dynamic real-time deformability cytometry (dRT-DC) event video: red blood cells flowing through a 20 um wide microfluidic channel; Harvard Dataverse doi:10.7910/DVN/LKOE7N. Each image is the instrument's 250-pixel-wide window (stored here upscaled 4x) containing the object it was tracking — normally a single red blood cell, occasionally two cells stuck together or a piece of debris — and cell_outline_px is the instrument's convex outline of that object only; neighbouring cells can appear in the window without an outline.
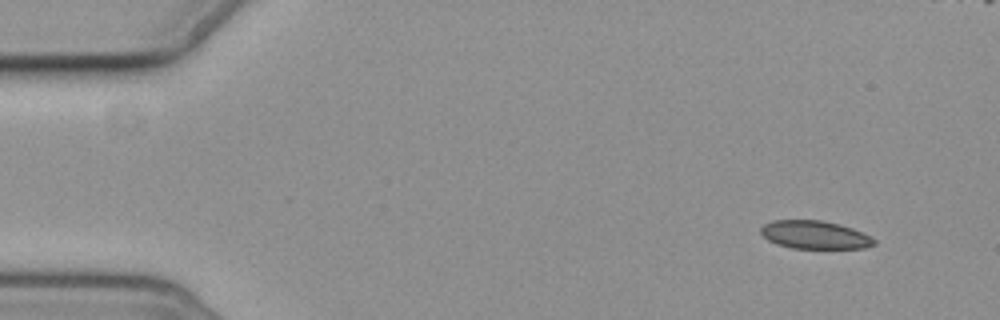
{"species": "common noctule bat (a hibernating species)", "species_latin": "Nyctalus noctula", "temperature_condition": "cold", "stored_images_in_passage": 6, "camera_frame_rate_fps": 3000, "um_per_image_px": 0.085, "animal": {"sex": "female", "body_mass_g": 19.3, "forearm_length_mm": 54.1}, "frame": {"image": 1, "passage_image": 1, "time_ms": 0.0, "image_size_px": [1000, 320], "cell_outline_px": [[876, 244], [864, 248], [792, 248], [776, 244], [768, 240], [760, 232], [760, 228], [764, 224], [772, 220], [820, 220], [840, 224], [852, 228], [872, 236], [876, 240]], "centroid_in_image_um": [69.27, 19.96], "position_along_channel_um": 15.7, "area_um2": 18.67}}
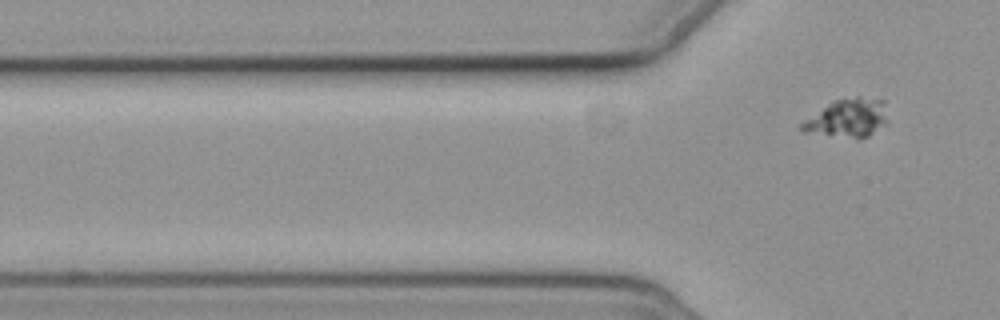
{"frame": {"image": 2, "passage_image": 6, "time_ms": 6.667, "image_size_px": [1000, 320], "cell_outline_px": [[888, 124], [868, 136], [860, 140], [856, 140], [804, 132], [796, 128], [804, 120], [832, 100], [856, 96], [860, 96], [884, 100], [888, 120]], "centroid_in_image_um": [72.06, 10.06], "position_along_channel_um": 53.7, "area_um2": 20.06}}